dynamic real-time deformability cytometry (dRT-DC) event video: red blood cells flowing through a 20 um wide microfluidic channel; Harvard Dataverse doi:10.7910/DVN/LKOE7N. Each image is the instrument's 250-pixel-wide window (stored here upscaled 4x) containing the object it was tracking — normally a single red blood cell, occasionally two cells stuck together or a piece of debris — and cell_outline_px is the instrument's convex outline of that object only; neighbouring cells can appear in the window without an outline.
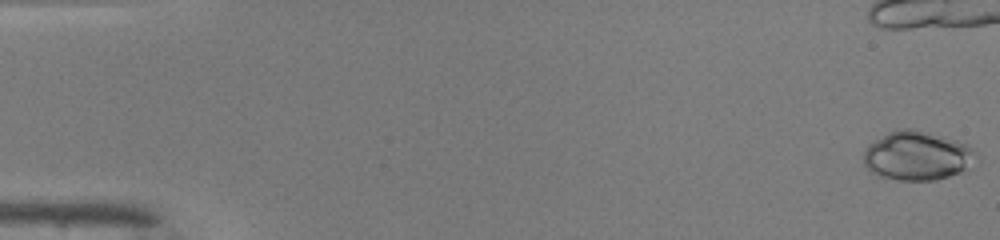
{"species": "common noctule bat (a hibernating species)", "species_latin": "Nyctalus noctula", "temperature_condition": "warm", "stored_images_in_passage": 20, "camera_frame_rate_fps": 3000, "um_per_image_px": 0.085, "animal": {"sex": "male", "body_mass_g": 19.0, "forearm_length_mm": 50.8}, "frame": {"image": 1, "passage_image": 1, "time_ms": 0.0, "image_size_px": [1000, 240], "cell_outline_px": [[980, 160], [960, 172], [936, 180], [900, 180], [880, 176], [872, 172], [864, 164], [864, 148], [868, 144], [888, 132], [904, 128], [912, 128], [956, 140], [972, 148], [976, 152]], "centroid_in_image_um": [77.98, 13.24], "position_along_channel_um": 7.0, "area_um2": 32.14}}